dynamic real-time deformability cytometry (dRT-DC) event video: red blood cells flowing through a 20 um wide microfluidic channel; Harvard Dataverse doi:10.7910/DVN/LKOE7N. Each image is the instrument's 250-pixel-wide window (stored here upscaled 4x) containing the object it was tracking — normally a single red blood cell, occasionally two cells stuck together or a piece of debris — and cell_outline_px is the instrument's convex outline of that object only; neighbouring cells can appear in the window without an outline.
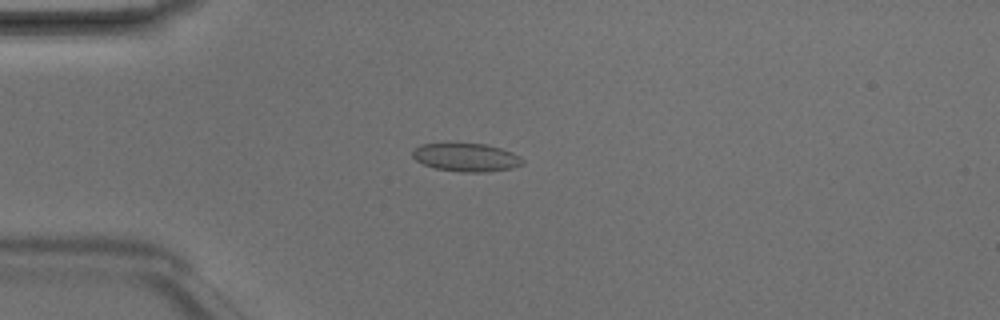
{"species": "Egyptian fruit bat (a non-hibernating species)", "species_latin": "Rousettus aegyptiacus", "temperature_condition": "room temperature", "stored_images_in_passage": 3, "camera_frame_rate_fps": 3000, "um_per_image_px": 0.085, "animal": {"sex": "male"}, "frame": {"image": 1, "passage_image": 2, "time_ms": 0.333, "image_size_px": [1000, 320], "cell_outline_px": [[524, 164], [512, 168], [488, 172], [464, 172], [436, 168], [424, 164], [416, 160], [412, 156], [412, 152], [420, 144], [448, 140], [484, 144], [500, 148], [512, 152], [520, 156], [524, 160]], "centroid_in_image_um": [39.6, 13.32], "position_along_channel_um": 45.4, "area_um2": 18.84}}